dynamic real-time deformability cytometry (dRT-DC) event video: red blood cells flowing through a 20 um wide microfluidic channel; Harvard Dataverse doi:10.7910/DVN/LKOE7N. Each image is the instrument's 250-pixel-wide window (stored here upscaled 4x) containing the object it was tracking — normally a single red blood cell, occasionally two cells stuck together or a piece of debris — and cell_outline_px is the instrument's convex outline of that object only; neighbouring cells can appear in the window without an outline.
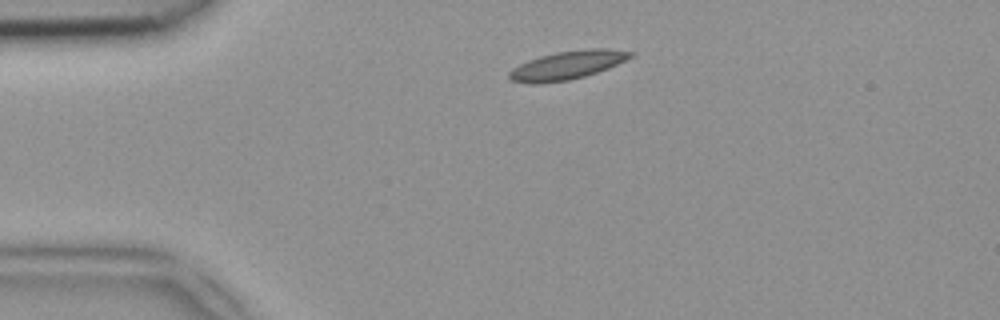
{"species": "common noctule bat (a hibernating species)", "species_latin": "Nyctalus noctula", "temperature_condition": "room temperature", "stored_images_in_passage": 39, "camera_frame_rate_fps": 3000, "um_per_image_px": 0.085, "animal": {"sex": "female", "body_mass_g": 18.4}, "frame": {"image": 1, "passage_image": 1, "time_ms": 0.0, "image_size_px": [1000, 320], "cell_outline_px": [[632, 56], [608, 68], [584, 76], [568, 80], [540, 84], [528, 84], [512, 80], [508, 76], [508, 72], [512, 68], [528, 60], [540, 56], [556, 52], [584, 48], [608, 48], [632, 52]], "centroid_in_image_um": [48.17, 5.54], "position_along_channel_um": 36.8, "area_um2": 20.06}}
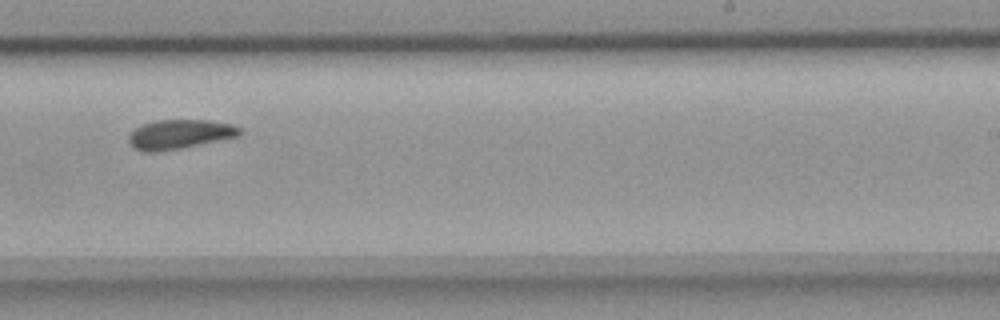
{"frame": {"image": 2, "passage_image": 21, "time_ms": 6.667, "image_size_px": [1000, 320], "cell_outline_px": [[244, 132], [240, 136], [180, 148], [152, 152], [144, 152], [136, 148], [128, 140], [128, 136], [136, 128], [144, 124], [156, 120], [208, 120], [232, 124], [240, 128]], "centroid_in_image_um": [15.32, 11.4], "position_along_channel_um": 273.7, "area_um2": 18.79}}
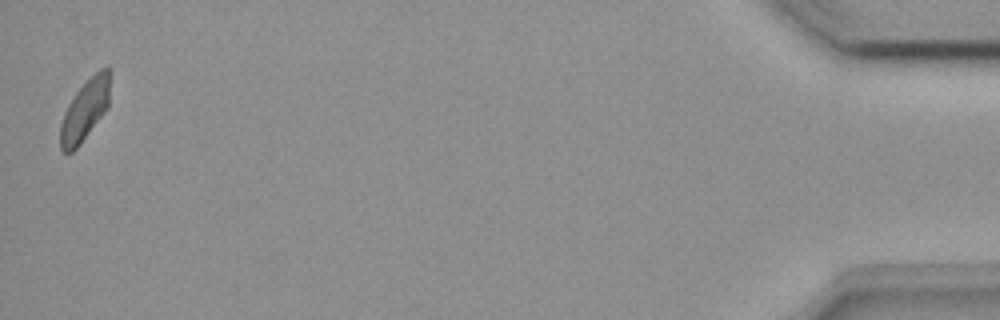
{"frame": {"image": 3, "passage_image": 39, "time_ms": 12.667, "image_size_px": [1000, 320], "cell_outline_px": [[112, 72], [108, 104], [104, 112], [80, 144], [72, 152], [64, 152], [60, 148], [60, 124], [64, 112], [68, 104], [76, 92], [100, 68], [108, 64], [112, 68]], "centroid_in_image_um": [7.25, 9.29], "position_along_channel_um": 427.9, "area_um2": 17.74}}